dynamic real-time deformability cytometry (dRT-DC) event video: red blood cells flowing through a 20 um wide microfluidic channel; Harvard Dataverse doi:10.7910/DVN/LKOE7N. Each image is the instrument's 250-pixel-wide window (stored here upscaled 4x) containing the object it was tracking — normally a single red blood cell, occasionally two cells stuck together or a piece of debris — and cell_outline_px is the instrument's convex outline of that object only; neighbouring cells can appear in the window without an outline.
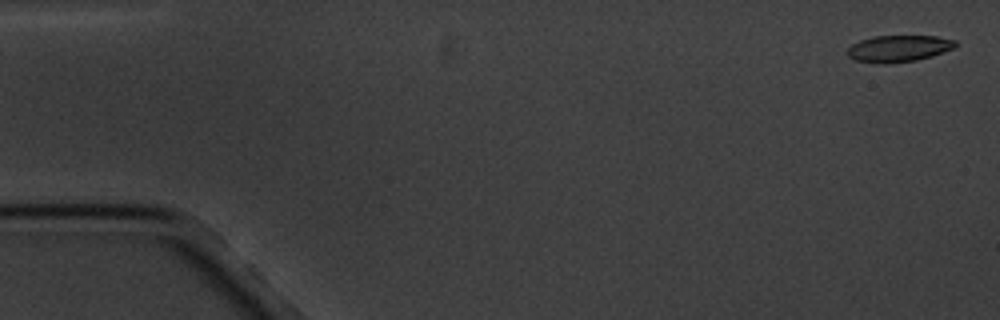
{"species": "common noctule bat (a hibernating species)", "species_latin": "Nyctalus noctula", "temperature_condition": "cold", "stored_images_in_passage": 5, "segment_of_instrument_passage": [2, 2], "camera_frame_rate_fps": 3000, "um_per_image_px": 0.085, "animal": {"sex": "male", "body_mass_g": 20.1, "forearm_length_mm": 53.5}, "frame": {"image": 1, "passage_image": 5, "time_ms": 6.333, "image_size_px": [1000, 320], "cell_outline_px": [[956, 44], [952, 48], [932, 56], [916, 60], [884, 64], [880, 64], [856, 60], [848, 56], [848, 48], [852, 44], [860, 40], [872, 36], [936, 36], [956, 40]], "centroid_in_image_um": [76.36, 4.12], "position_along_channel_um": 8.6, "area_um2": 16.65}}